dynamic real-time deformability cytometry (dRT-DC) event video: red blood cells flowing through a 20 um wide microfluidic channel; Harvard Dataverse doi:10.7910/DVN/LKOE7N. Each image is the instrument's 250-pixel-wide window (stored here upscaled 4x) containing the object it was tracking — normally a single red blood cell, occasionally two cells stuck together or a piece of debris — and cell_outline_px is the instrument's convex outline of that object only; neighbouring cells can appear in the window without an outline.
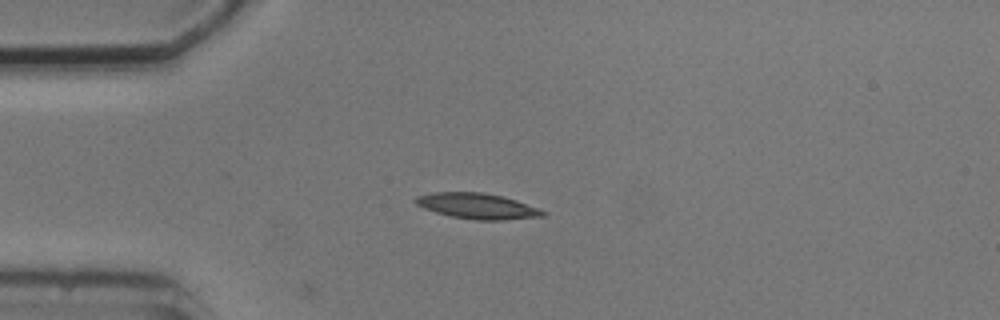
{"species": "common noctule bat (a hibernating species)", "species_latin": "Nyctalus noctula", "temperature_condition": "cold", "stored_images_in_passage": 7, "camera_frame_rate_fps": 3000, "um_per_image_px": 0.085, "animal": {"sex": "male", "body_mass_g": 20.5, "forearm_length_mm": 52.5}, "frame": {"image": 1, "passage_image": 2, "time_ms": 2.333, "image_size_px": [1000, 320], "cell_outline_px": [[548, 212], [544, 216], [500, 220], [476, 220], [452, 216], [436, 212], [424, 208], [416, 204], [412, 200], [416, 196], [432, 192], [480, 192], [504, 196], [540, 208]], "centroid_in_image_um": [40.58, 17.5], "position_along_channel_um": 44.4, "area_um2": 19.07}}
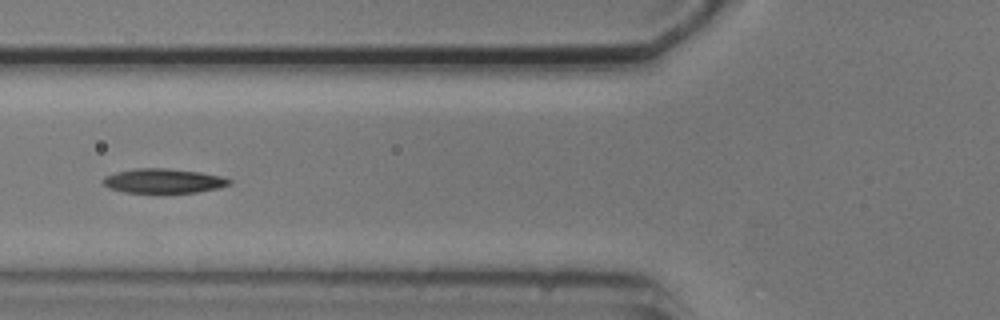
{"frame": {"image": 2, "passage_image": 4, "time_ms": 4.667, "image_size_px": [1000, 320], "cell_outline_px": [[232, 184], [220, 188], [196, 192], [124, 192], [108, 188], [100, 180], [104, 176], [116, 172], [136, 168], [168, 168], [200, 172], [220, 176], [232, 180]], "centroid_in_image_um": [13.88, 15.37], "position_along_channel_um": 111.9, "area_um2": 18.03}}
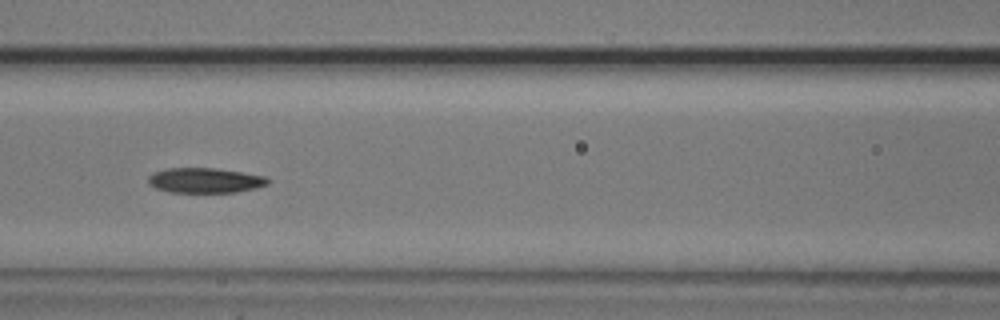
{"frame": {"image": 3, "passage_image": 5, "time_ms": 5.667, "image_size_px": [1000, 320], "cell_outline_px": [[272, 180], [268, 184], [256, 188], [236, 192], [168, 192], [156, 188], [148, 184], [148, 176], [152, 172], [168, 168], [216, 168], [264, 176]], "centroid_in_image_um": [17.41, 15.33], "position_along_channel_um": 149.2, "area_um2": 17.51}}